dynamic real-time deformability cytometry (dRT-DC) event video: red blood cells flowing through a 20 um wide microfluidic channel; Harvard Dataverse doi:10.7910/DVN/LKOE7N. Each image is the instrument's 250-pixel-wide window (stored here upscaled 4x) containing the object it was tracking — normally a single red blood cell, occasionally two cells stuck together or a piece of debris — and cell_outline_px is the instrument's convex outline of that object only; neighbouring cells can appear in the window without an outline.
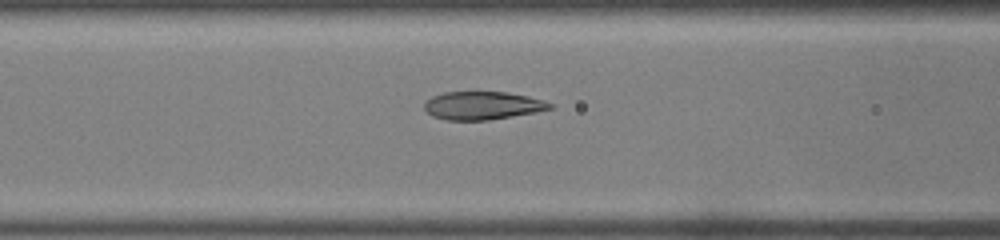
{"species": "common noctule bat (a hibernating species)", "species_latin": "Nyctalus noctula", "temperature_condition": "warm", "stored_images_in_passage": 34, "camera_frame_rate_fps": 3000, "um_per_image_px": 0.085, "animal": {"sex": "male", "body_mass_g": 19.0, "forearm_length_mm": 50.8}, "frame": {"image": 1, "passage_image": 12, "time_ms": 3.667, "image_size_px": [1000, 240], "cell_outline_px": [[556, 108], [536, 112], [488, 120], [448, 120], [432, 116], [424, 108], [424, 104], [432, 96], [444, 92], [508, 92], [528, 96], [544, 100], [552, 104]], "centroid_in_image_um": [41.05, 8.97], "position_along_channel_um": 125.5, "area_um2": 20.58}}
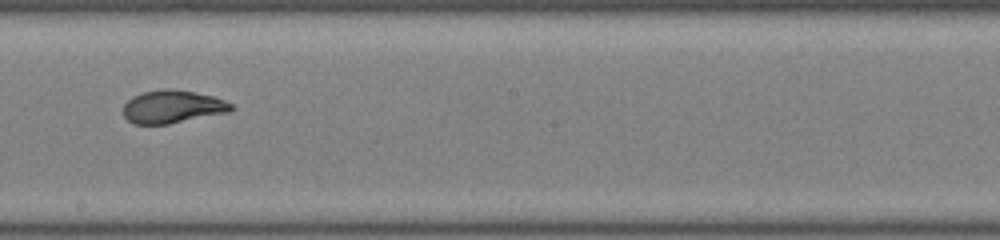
{"frame": {"image": 2, "passage_image": 18, "time_ms": 5.667, "image_size_px": [1000, 240], "cell_outline_px": [[236, 108], [232, 112], [168, 124], [136, 124], [128, 120], [124, 116], [124, 104], [132, 96], [144, 92], [160, 88], [168, 88], [196, 92], [212, 96], [224, 100], [232, 104]], "centroid_in_image_um": [14.7, 9.07], "position_along_channel_um": 233.5, "area_um2": 20.92}}
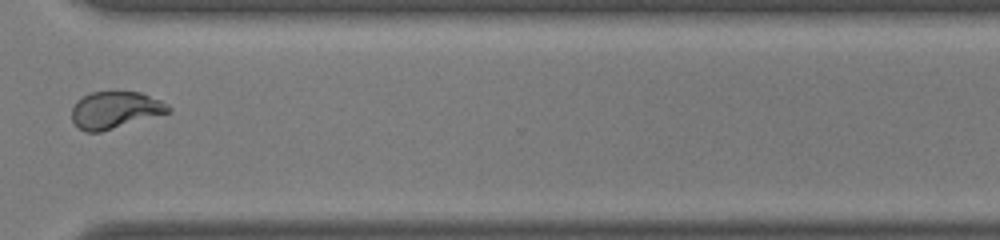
{"frame": {"image": 3, "passage_image": 25, "time_ms": 8.0, "image_size_px": [1000, 240], "cell_outline_px": [[172, 108], [168, 112], [100, 132], [84, 132], [72, 120], [72, 108], [76, 100], [92, 92], [140, 92], [160, 100], [168, 104]], "centroid_in_image_um": [9.76, 9.34], "position_along_channel_um": 360.8, "area_um2": 20.46}}